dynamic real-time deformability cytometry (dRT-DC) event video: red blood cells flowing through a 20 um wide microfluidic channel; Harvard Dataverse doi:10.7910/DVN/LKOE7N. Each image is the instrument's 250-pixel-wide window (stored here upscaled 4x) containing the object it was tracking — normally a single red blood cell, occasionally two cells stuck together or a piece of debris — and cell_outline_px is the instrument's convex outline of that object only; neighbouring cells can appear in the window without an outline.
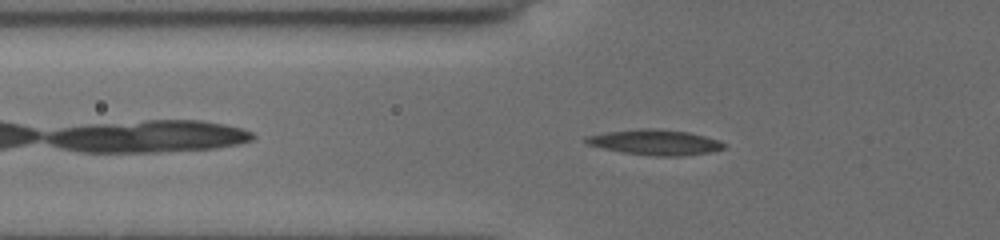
{"species": "common noctule bat (a hibernating species)", "species_latin": "Nyctalus noctula", "temperature_condition": "cold", "stored_images_in_passage": 37, "camera_frame_rate_fps": 3000, "um_per_image_px": 0.085, "animal": {"sex": "female", "body_mass_g": 19.5, "forearm_length_mm": 54.1}, "frame": {"image": 1, "passage_image": 6, "time_ms": 1.667, "image_size_px": [1000, 240], "cell_outline_px": [[724, 148], [708, 152], [680, 156], [656, 156], [624, 152], [604, 148], [588, 144], [584, 140], [584, 136], [608, 132], [640, 128], [656, 128], [688, 132], [704, 136], [716, 140], [724, 144]], "centroid_in_image_um": [55.65, 12.08], "position_along_channel_um": 70.2, "area_um2": 20.0}}
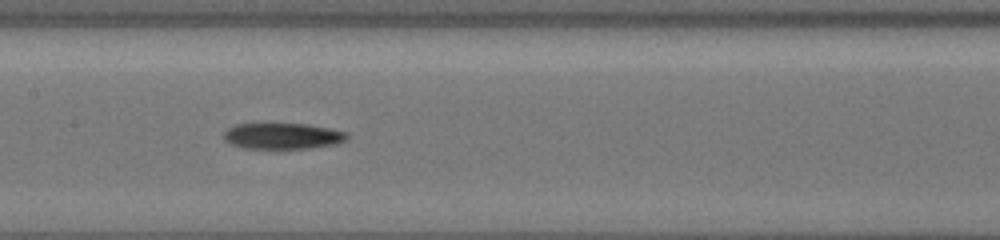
{"frame": {"image": 2, "passage_image": 15, "time_ms": 4.667, "image_size_px": [1000, 240], "cell_outline_px": [[348, 136], [344, 140], [336, 144], [308, 148], [244, 148], [232, 144], [224, 140], [224, 132], [228, 128], [236, 124], [308, 124], [348, 132]], "centroid_in_image_um": [24.02, 11.56], "position_along_channel_um": 183.4, "area_um2": 18.5}}
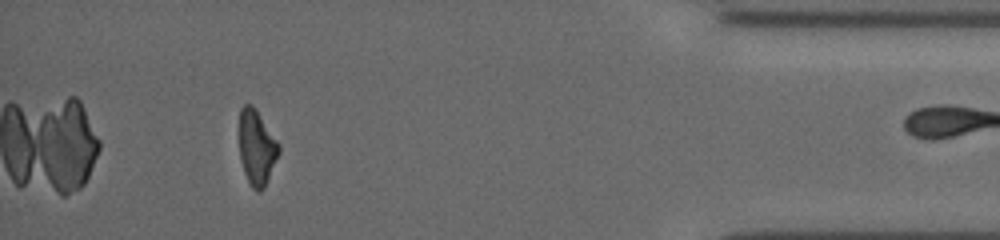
{"frame": {"image": 3, "passage_image": 36, "time_ms": 11.667, "image_size_px": [1000, 240], "cell_outline_px": [[280, 152], [264, 188], [260, 192], [256, 192], [252, 188], [244, 172], [240, 160], [240, 108], [244, 104], [252, 104], [256, 108], [280, 144]], "centroid_in_image_um": [21.83, 12.53], "position_along_channel_um": 413.4, "area_um2": 17.4}}